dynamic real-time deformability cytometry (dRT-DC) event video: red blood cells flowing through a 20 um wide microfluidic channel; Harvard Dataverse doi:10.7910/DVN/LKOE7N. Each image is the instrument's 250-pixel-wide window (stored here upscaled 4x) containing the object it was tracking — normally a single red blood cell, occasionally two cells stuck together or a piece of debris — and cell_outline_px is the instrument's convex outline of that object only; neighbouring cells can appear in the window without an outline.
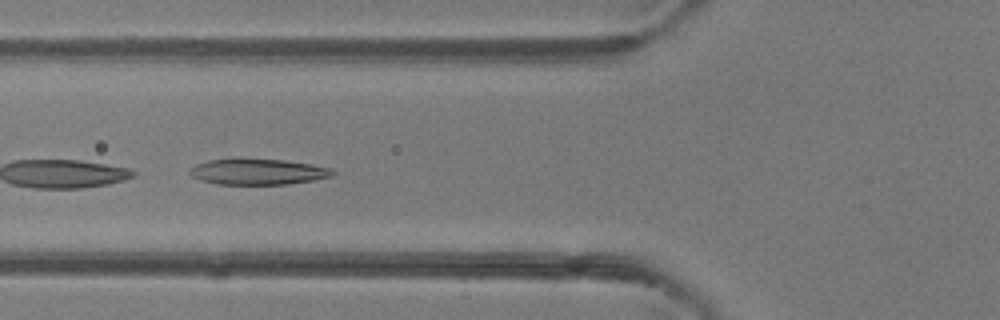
{"species": "common noctule bat (a hibernating species)", "species_latin": "Nyctalus noctula", "temperature_condition": "room temperature", "stored_images_in_passage": 12, "camera_frame_rate_fps": 3000, "um_per_image_px": 0.085, "animal": {"sex": "female"}, "frame": {"image": 1, "passage_image": 9, "time_ms": 2.667, "image_size_px": [1000, 320], "cell_outline_px": [[336, 172], [332, 176], [312, 180], [288, 184], [216, 184], [200, 180], [192, 176], [188, 172], [196, 164], [208, 160], [284, 160], [312, 164], [328, 168]], "centroid_in_image_um": [21.92, 14.62], "position_along_channel_um": 103.9, "area_um2": 20.98}}